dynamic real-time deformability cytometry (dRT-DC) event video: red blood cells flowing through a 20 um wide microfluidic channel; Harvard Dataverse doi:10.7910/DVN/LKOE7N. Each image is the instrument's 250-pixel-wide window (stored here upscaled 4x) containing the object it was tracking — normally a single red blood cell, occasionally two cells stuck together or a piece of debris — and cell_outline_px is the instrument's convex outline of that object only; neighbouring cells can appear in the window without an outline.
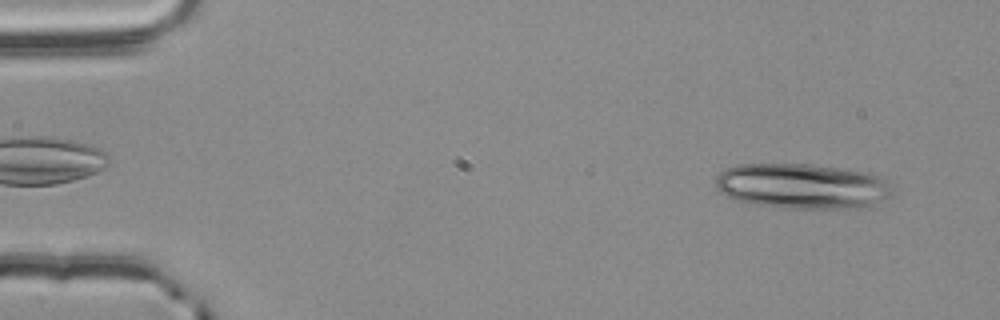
{"species": "common noctule bat (a hibernating species)", "species_latin": "Nyctalus noctula", "temperature_condition": "room temperature", "stored_images_in_passage": 53, "segment_of_instrument_passage": [1, 2], "camera_frame_rate_fps": 3000, "um_per_image_px": 0.085, "animal": {"sex": "male", "body_mass_g": 20.4}, "frame": {"image": 1, "passage_image": 4, "time_ms": 1.0, "image_size_px": [1000, 320], "cell_outline_px": [[892, 196], [868, 208], [784, 208], [756, 204], [736, 200], [720, 192], [716, 188], [716, 176], [720, 172], [736, 164], [808, 164], [864, 172], [880, 176], [888, 184], [892, 192]], "centroid_in_image_um": [68.19, 15.83], "position_along_channel_um": 16.8, "area_um2": 46.59}}